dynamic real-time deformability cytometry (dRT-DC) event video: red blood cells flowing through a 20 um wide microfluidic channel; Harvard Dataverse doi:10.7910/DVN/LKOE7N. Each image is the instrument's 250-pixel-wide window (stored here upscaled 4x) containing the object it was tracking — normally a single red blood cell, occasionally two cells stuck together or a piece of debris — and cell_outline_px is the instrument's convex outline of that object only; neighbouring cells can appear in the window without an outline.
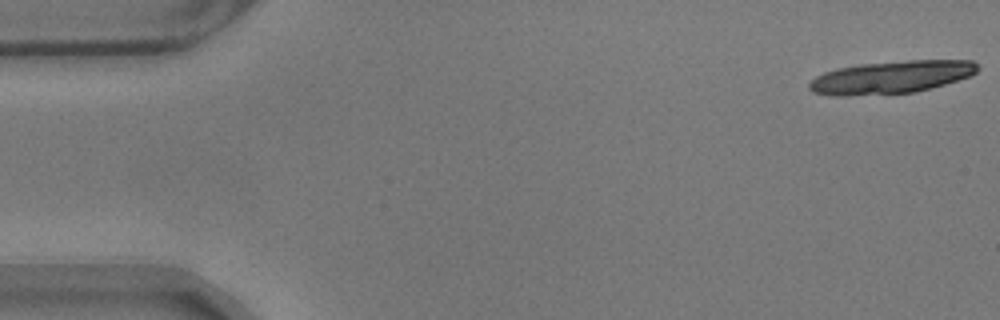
{"species": "common noctule bat (a hibernating species)", "species_latin": "Nyctalus noctula", "temperature_condition": "warm", "stored_images_in_passage": 19, "camera_frame_rate_fps": 3000, "um_per_image_px": 0.085, "animal": {"sex": "male", "body_mass_g": 17.9}, "frame": {"image": 1, "passage_image": 1, "time_ms": 0.0, "image_size_px": [1000, 320], "cell_outline_px": [[980, 68], [972, 76], [916, 92], [848, 96], [832, 96], [812, 92], [808, 88], [808, 84], [816, 76], [824, 72], [836, 68], [860, 64], [908, 60], [972, 60]], "centroid_in_image_um": [75.74, 6.56], "position_along_channel_um": 9.3, "area_um2": 32.25}}